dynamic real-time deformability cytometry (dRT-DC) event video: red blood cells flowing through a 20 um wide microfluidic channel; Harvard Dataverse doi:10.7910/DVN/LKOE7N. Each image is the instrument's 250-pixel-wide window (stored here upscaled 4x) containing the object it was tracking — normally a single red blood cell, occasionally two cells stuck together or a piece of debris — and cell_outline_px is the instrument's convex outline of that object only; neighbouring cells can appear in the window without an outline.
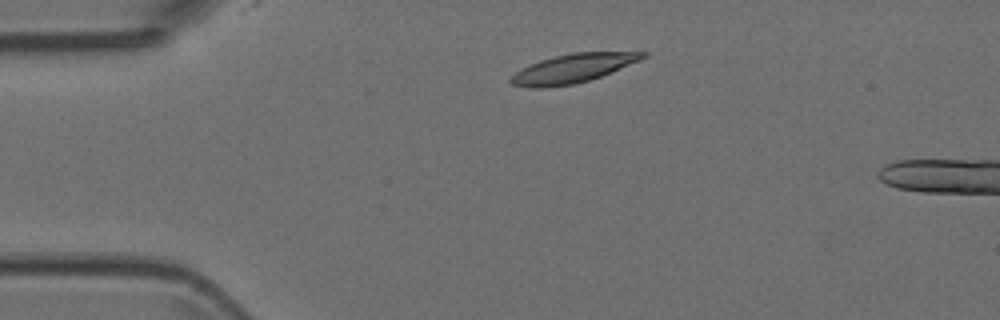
{"species": "Egyptian fruit bat (a non-hibernating species)", "species_latin": "Rousettus aegyptiacus", "temperature_condition": "room temperature", "stored_images_in_passage": 4, "camera_frame_rate_fps": 3000, "um_per_image_px": 0.085, "animal": {"sex": "female"}, "frame": {"image": 1, "passage_image": 2, "time_ms": 0.333, "image_size_px": [1000, 320], "cell_outline_px": [[648, 56], [640, 60], [600, 76], [588, 80], [572, 84], [540, 88], [528, 88], [512, 84], [508, 80], [516, 72], [540, 60], [572, 52], [648, 52]], "centroid_in_image_um": [48.69, 5.81], "position_along_channel_um": 36.3, "area_um2": 21.73}}